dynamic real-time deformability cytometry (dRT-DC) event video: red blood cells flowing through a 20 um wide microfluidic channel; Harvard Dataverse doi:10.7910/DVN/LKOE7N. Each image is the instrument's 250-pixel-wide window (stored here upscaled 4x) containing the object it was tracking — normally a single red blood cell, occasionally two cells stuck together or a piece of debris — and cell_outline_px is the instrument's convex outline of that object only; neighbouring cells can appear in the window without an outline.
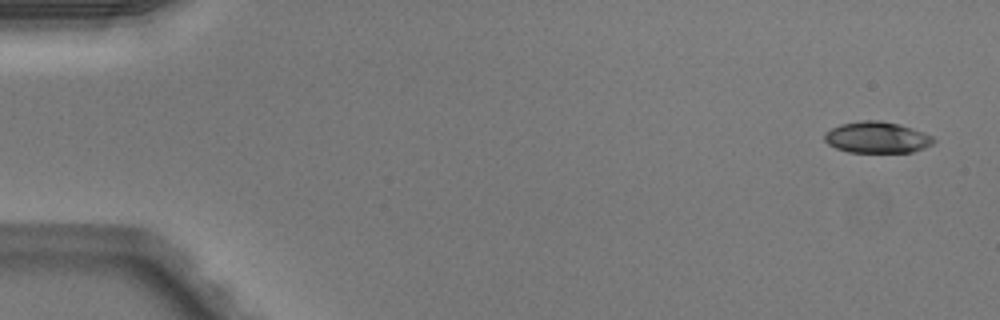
{"species": "Egyptian fruit bat (a non-hibernating species)", "species_latin": "Rousettus aegyptiacus", "temperature_condition": "warm", "stored_images_in_passage": 48, "camera_frame_rate_fps": 3000, "um_per_image_px": 0.085, "animal": {"sex": "male"}, "frame": {"image": 1, "passage_image": 1, "time_ms": 0.0, "image_size_px": [1000, 320], "cell_outline_px": [[936, 140], [932, 144], [924, 148], [912, 152], [848, 152], [836, 148], [828, 144], [824, 140], [824, 132], [840, 124], [860, 120], [880, 120], [900, 124], [924, 132], [932, 136]], "centroid_in_image_um": [74.53, 11.67], "position_along_channel_um": 10.5, "area_um2": 20.06}}
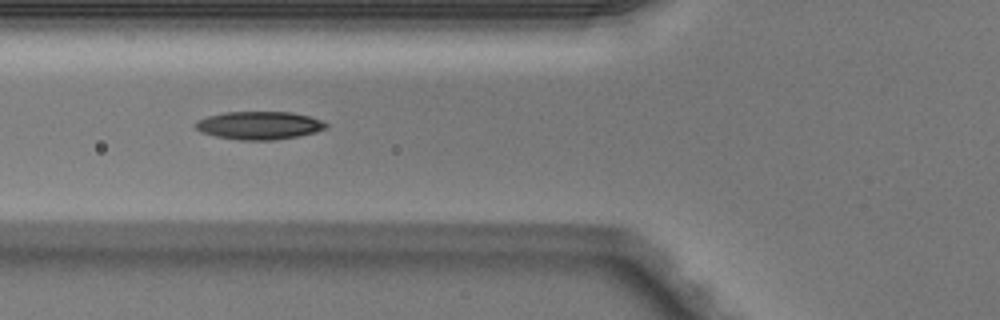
{"frame": {"image": 2, "passage_image": 18, "time_ms": 5.667, "image_size_px": [1000, 320], "cell_outline_px": [[328, 128], [316, 132], [276, 140], [240, 140], [216, 136], [200, 132], [196, 128], [196, 120], [208, 116], [224, 112], [292, 112], [308, 116], [320, 120], [328, 124]], "centroid_in_image_um": [22.03, 10.66], "position_along_channel_um": 103.8, "area_um2": 21.27}}
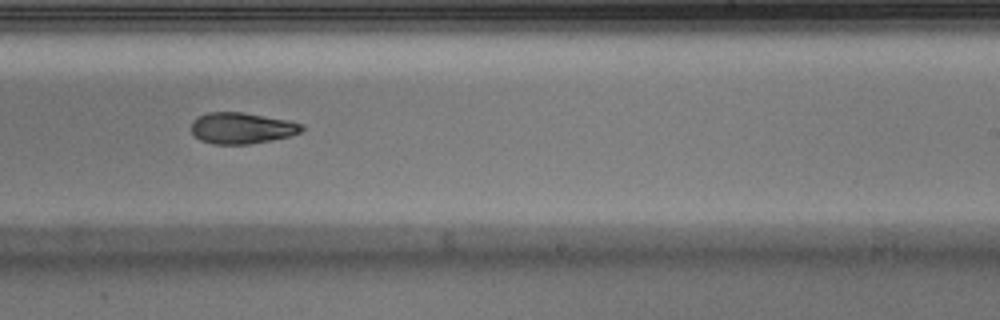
{"frame": {"image": 3, "passage_image": 30, "time_ms": 9.667, "image_size_px": [1000, 320], "cell_outline_px": [[304, 128], [300, 132], [292, 136], [272, 140], [248, 144], [212, 144], [200, 140], [192, 132], [192, 120], [208, 112], [244, 112], [288, 120], [304, 124]], "centroid_in_image_um": [20.58, 10.89], "position_along_channel_um": 268.4, "area_um2": 20.17}, "authors_computed_cell_mechanics": {"area_um2": 20.6346, "velocity_mm_per_s": 4.1158, "shape_relaxation_time_tau1_ms": null, "shape_relaxation_time_tau2_ms": 10.338, "deformation_change_tau1": null, "deformation_change_tau2": 0.1964}}